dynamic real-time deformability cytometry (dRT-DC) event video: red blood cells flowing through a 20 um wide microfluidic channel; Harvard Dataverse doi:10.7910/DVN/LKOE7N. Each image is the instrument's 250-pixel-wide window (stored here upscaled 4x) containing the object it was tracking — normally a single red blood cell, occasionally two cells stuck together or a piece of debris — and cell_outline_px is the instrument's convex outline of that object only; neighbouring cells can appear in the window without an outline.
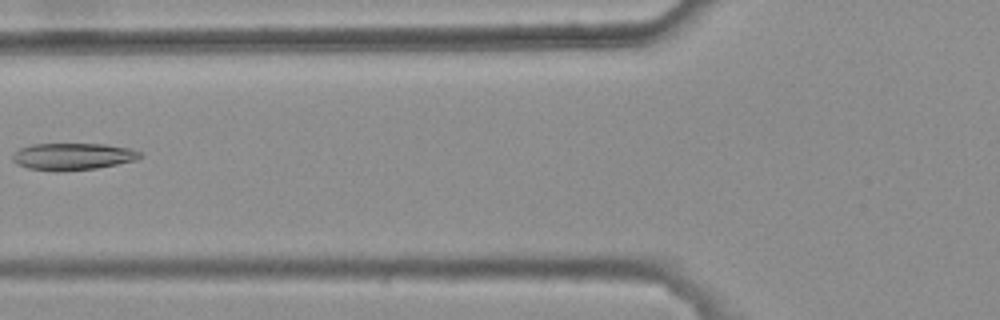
{"species": "common noctule bat (a hibernating species)", "species_latin": "Nyctalus noctula", "temperature_condition": "warm", "stored_images_in_passage": 7, "camera_frame_rate_fps": 3000, "um_per_image_px": 0.085, "animal": {"sex": "female", "body_mass_g": 25.1}, "frame": {"image": 1, "passage_image": 6, "time_ms": 1.667, "image_size_px": [1000, 320], "cell_outline_px": [[140, 156], [136, 160], [96, 168], [56, 172], [28, 168], [16, 164], [12, 160], [12, 156], [20, 148], [32, 144], [104, 144], [128, 148], [140, 152]], "centroid_in_image_um": [6.14, 13.31], "position_along_channel_um": 119.7, "area_um2": 19.88}}
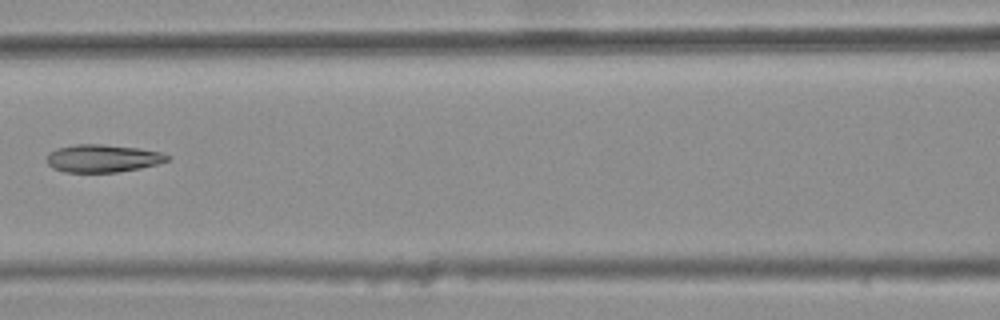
{"frame": {"image": 2, "passage_image": 7, "time_ms": 2.0, "image_size_px": [1000, 320], "cell_outline_px": [[172, 156], [168, 160], [156, 164], [140, 168], [116, 172], [64, 172], [52, 168], [44, 160], [48, 152], [56, 148], [76, 144], [104, 144], [140, 148], [160, 152]], "centroid_in_image_um": [8.68, 13.45], "position_along_channel_um": 157.9, "area_um2": 19.71}}